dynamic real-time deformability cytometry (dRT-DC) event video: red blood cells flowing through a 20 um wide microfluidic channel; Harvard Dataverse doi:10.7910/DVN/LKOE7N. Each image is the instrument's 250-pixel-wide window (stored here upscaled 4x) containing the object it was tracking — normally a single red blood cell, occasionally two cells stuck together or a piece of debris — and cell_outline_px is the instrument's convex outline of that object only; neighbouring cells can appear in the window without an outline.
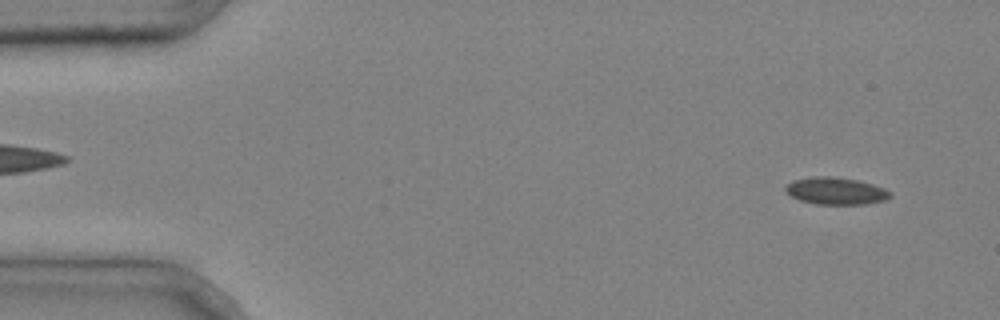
{"species": "common noctule bat (a hibernating species)", "species_latin": "Nyctalus noctula", "temperature_condition": "cold", "stored_images_in_passage": 5, "camera_frame_rate_fps": 3000, "um_per_image_px": 0.085, "animal": {"sex": "male", "body_mass_g": 20.4}, "frame": {"image": 1, "passage_image": 2, "time_ms": 0.333, "image_size_px": [1000, 320], "cell_outline_px": [[892, 196], [884, 200], [864, 204], [816, 204], [800, 200], [792, 196], [784, 188], [792, 180], [812, 176], [832, 176], [856, 180], [872, 184], [884, 188], [892, 192]], "centroid_in_image_um": [71.05, 16.22], "position_along_channel_um": 13.9, "area_um2": 16.47}}